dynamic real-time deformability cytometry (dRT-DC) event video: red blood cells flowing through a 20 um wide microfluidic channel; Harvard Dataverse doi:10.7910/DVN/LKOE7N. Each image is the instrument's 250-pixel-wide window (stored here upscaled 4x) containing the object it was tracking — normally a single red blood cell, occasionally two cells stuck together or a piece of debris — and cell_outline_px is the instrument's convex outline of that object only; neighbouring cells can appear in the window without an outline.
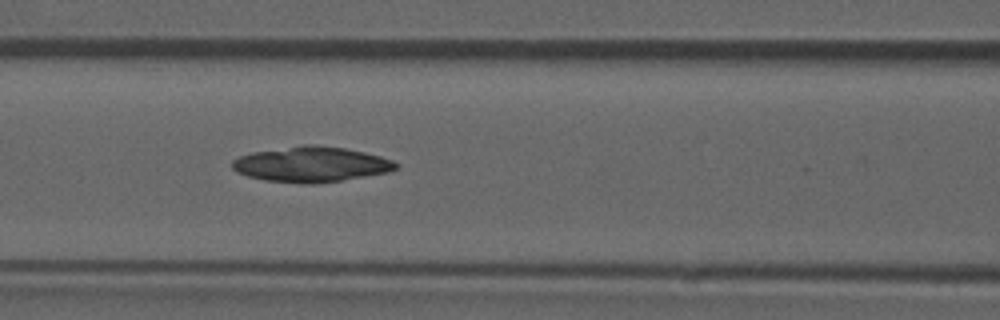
{"species": "common noctule bat (a hibernating species)", "species_latin": "Nyctalus noctula", "temperature_condition": "room temperature", "stored_images_in_passage": 24, "camera_frame_rate_fps": 3000, "um_per_image_px": 0.085, "animal": {"sex": "male", "forearm_length_mm": 52.5}, "frame": {"image": 1, "passage_image": 20, "time_ms": 6.333, "image_size_px": [1000, 320], "cell_outline_px": [[400, 168], [392, 172], [340, 180], [312, 184], [308, 184], [264, 180], [248, 176], [236, 172], [232, 168], [232, 160], [240, 156], [252, 152], [304, 144], [316, 144], [344, 148], [364, 152], [380, 156], [392, 160], [400, 164]], "centroid_in_image_um": [26.48, 13.96], "position_along_channel_um": 140.1, "area_um2": 33.87}}